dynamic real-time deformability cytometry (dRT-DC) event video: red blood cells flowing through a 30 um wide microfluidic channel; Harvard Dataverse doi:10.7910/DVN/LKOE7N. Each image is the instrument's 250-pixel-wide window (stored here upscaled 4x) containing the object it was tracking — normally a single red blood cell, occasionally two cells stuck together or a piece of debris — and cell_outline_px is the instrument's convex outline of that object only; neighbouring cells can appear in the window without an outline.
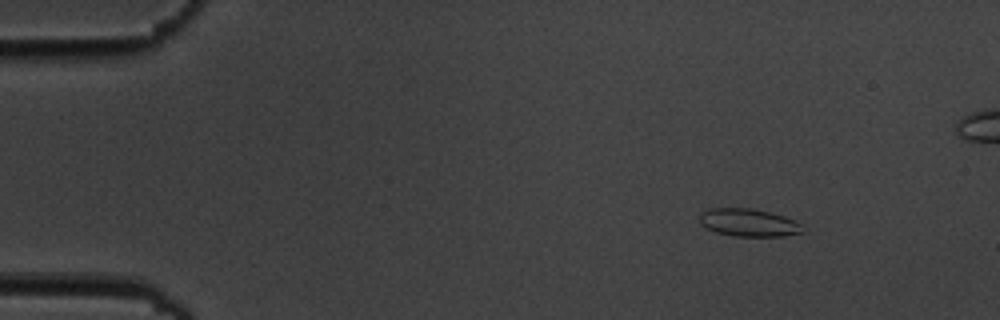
{"species": "common noctule bat (a hibernating species)", "species_latin": "Nyctalus noctula", "temperature_condition": "cold", "stored_images_in_passage": 7, "camera_frame_rate_fps": 3000, "um_per_image_px": 0.085, "animal": {"sex": "male", "body_mass_g": 19.5, "forearm_length_mm": 54.6}, "frame": {"image": 1, "passage_image": 3, "time_ms": 2.333, "image_size_px": [1000, 320], "cell_outline_px": [[804, 232], [784, 236], [736, 236], [716, 232], [700, 224], [700, 212], [708, 208], [752, 208], [784, 216], [800, 224]], "centroid_in_image_um": [63.6, 18.91], "position_along_channel_um": 21.4, "area_um2": 16.53}}
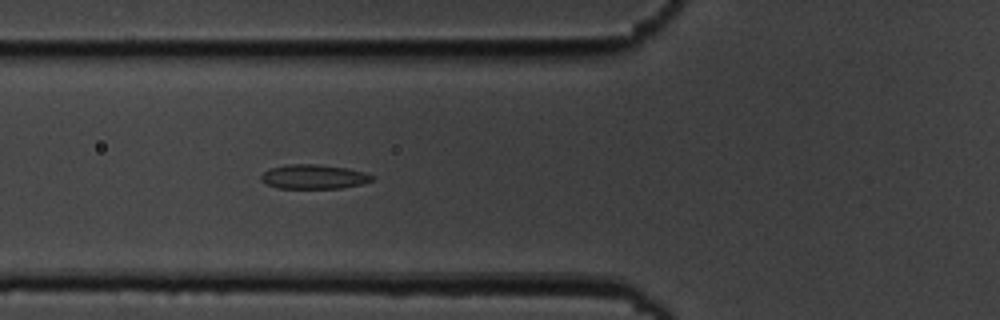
{"frame": {"image": 2, "passage_image": 7, "time_ms": 7.0, "image_size_px": [1000, 320], "cell_outline_px": [[376, 176], [372, 180], [360, 184], [340, 188], [276, 188], [260, 180], [260, 176], [268, 168], [284, 164], [320, 164], [348, 168], [364, 172]], "centroid_in_image_um": [26.64, 15.01], "position_along_channel_um": 99.2, "area_um2": 15.9}}